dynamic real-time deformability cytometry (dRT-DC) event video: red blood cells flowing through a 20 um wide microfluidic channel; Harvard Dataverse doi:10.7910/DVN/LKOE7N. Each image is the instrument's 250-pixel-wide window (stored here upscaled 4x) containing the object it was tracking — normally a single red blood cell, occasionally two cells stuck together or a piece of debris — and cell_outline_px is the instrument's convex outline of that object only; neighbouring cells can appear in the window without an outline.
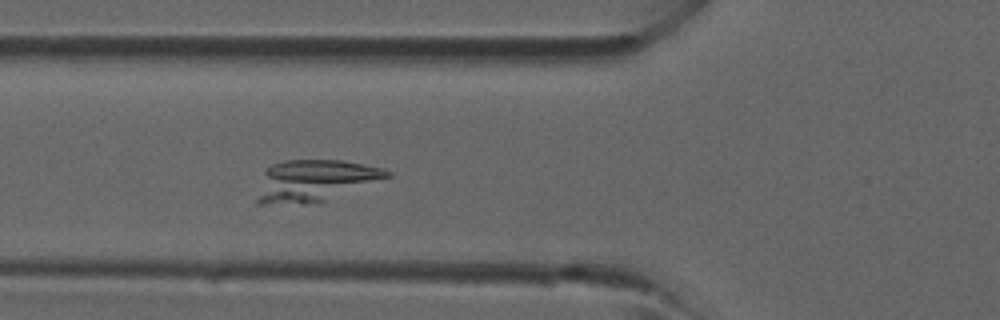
{"species": "common noctule bat (a hibernating species)", "species_latin": "Nyctalus noctula", "temperature_condition": "room temperature", "stored_images_in_passage": 4, "camera_frame_rate_fps": 3000, "um_per_image_px": 0.085, "animal": {"sex": "male", "forearm_length_mm": 52.5}, "frame": {"image": 1, "passage_image": 4, "time_ms": 3.333, "image_size_px": [1000, 320], "cell_outline_px": [[392, 176], [324, 200], [304, 204], [256, 204], [256, 200], [264, 168], [272, 164], [284, 160], [340, 160], [364, 164], [384, 168], [392, 172]], "centroid_in_image_um": [26.71, 15.34], "position_along_channel_um": 99.1, "area_um2": 31.39}}